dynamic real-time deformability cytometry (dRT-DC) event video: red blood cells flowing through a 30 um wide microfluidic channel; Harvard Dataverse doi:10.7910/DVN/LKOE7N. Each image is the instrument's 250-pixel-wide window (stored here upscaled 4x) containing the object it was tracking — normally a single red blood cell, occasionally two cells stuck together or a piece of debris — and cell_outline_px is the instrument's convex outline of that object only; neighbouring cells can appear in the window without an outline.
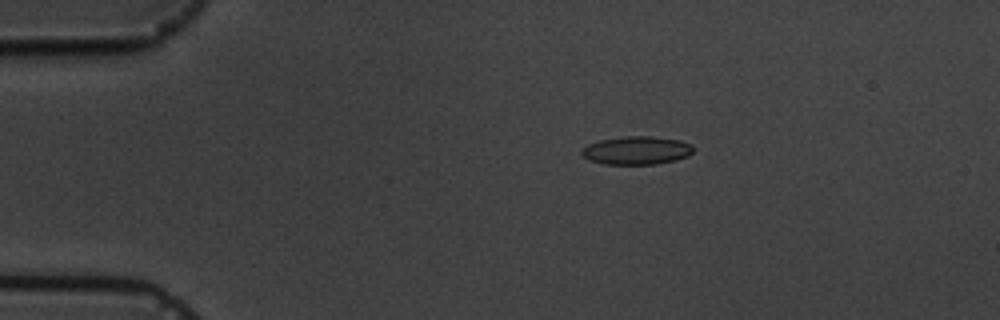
{"species": "common noctule bat (a hibernating species)", "species_latin": "Nyctalus noctula", "temperature_condition": "cold", "stored_images_in_passage": 16, "camera_frame_rate_fps": 3000, "um_per_image_px": 0.085, "animal": {"sex": "male", "body_mass_g": 19.5, "forearm_length_mm": 54.6}, "frame": {"image": 1, "passage_image": 3, "time_ms": 3.0, "image_size_px": [1000, 320], "cell_outline_px": [[692, 152], [688, 156], [676, 160], [656, 164], [604, 164], [588, 160], [580, 152], [588, 144], [600, 140], [624, 136], [652, 136], [680, 140], [692, 144]], "centroid_in_image_um": [54.12, 12.78], "position_along_channel_um": 30.9, "area_um2": 18.38}}
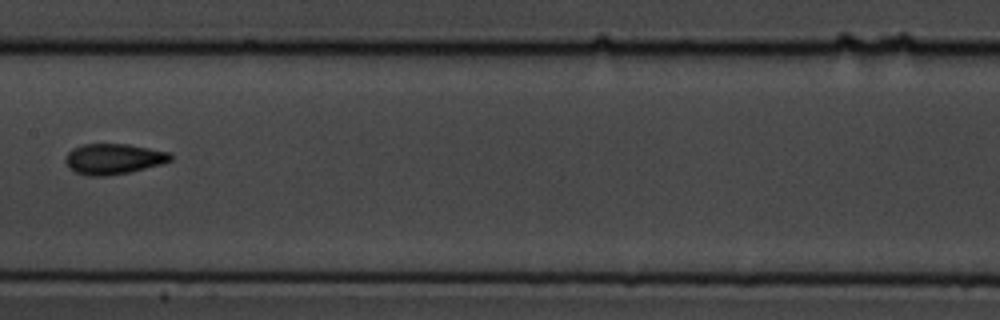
{"frame": {"image": 2, "passage_image": 8, "time_ms": 9.0, "image_size_px": [1000, 320], "cell_outline_px": [[172, 160], [160, 164], [128, 172], [108, 176], [88, 176], [76, 172], [68, 168], [64, 160], [68, 152], [72, 148], [84, 144], [128, 144], [168, 152], [172, 156]], "centroid_in_image_um": [9.59, 13.51], "position_along_channel_um": 197.8, "area_um2": 18.61}}
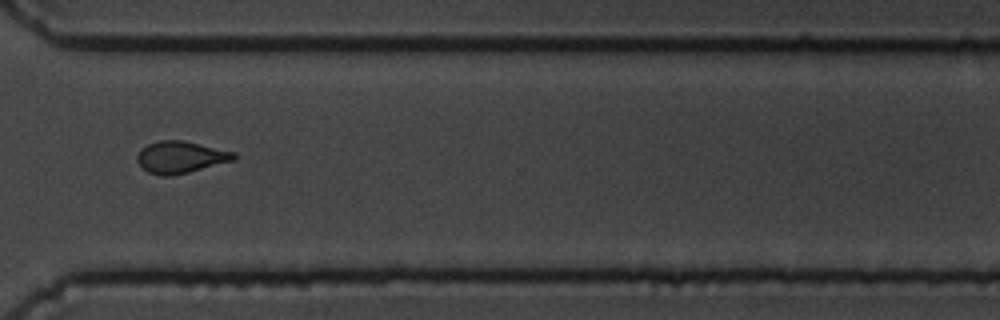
{"frame": {"image": 3, "passage_image": 12, "time_ms": 13.333, "image_size_px": [1000, 320], "cell_outline_px": [[236, 160], [172, 176], [160, 176], [148, 172], [136, 160], [136, 156], [140, 148], [148, 144], [160, 140], [184, 140], [236, 152]], "centroid_in_image_um": [15.35, 13.35], "position_along_channel_um": 355.2, "area_um2": 18.15}, "authors_computed_cell_mechanics": {"area_um2": 17.6868, "velocity_mm_per_s": 3.6495, "shape_relaxation_time_tau1_ms": 2.878, "shape_relaxation_time_tau2_ms": 2.4076, "deformation_change_tau1": 0.0936, "deformation_change_tau2": 0.0549}}